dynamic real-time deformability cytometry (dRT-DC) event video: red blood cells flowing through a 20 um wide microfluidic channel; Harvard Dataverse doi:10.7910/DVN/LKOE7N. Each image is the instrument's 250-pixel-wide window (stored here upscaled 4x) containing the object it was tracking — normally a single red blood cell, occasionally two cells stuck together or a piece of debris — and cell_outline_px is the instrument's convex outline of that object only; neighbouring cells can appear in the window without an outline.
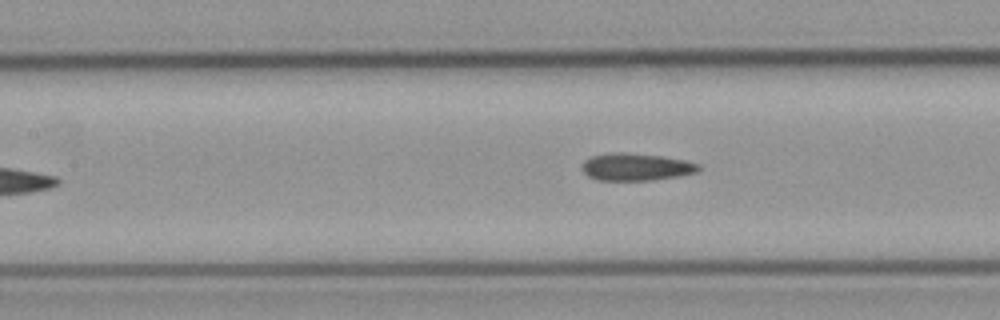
{"species": "common noctule bat (a hibernating species)", "species_latin": "Nyctalus noctula", "temperature_condition": "cold", "stored_images_in_passage": 10, "camera_frame_rate_fps": 3000, "um_per_image_px": 0.085, "animal": {"sex": "male", "body_mass_g": 23.1, "forearm_length_mm": 52.7}, "frame": {"image": 1, "passage_image": 10, "time_ms": 10.667, "image_size_px": [1000, 320], "cell_outline_px": [[700, 168], [696, 172], [680, 176], [648, 180], [596, 180], [588, 176], [580, 168], [584, 160], [592, 156], [616, 152], [620, 152], [660, 156], [684, 160], [700, 164]], "centroid_in_image_um": [54.03, 14.19], "position_along_channel_um": 153.4, "area_um2": 18.44}}